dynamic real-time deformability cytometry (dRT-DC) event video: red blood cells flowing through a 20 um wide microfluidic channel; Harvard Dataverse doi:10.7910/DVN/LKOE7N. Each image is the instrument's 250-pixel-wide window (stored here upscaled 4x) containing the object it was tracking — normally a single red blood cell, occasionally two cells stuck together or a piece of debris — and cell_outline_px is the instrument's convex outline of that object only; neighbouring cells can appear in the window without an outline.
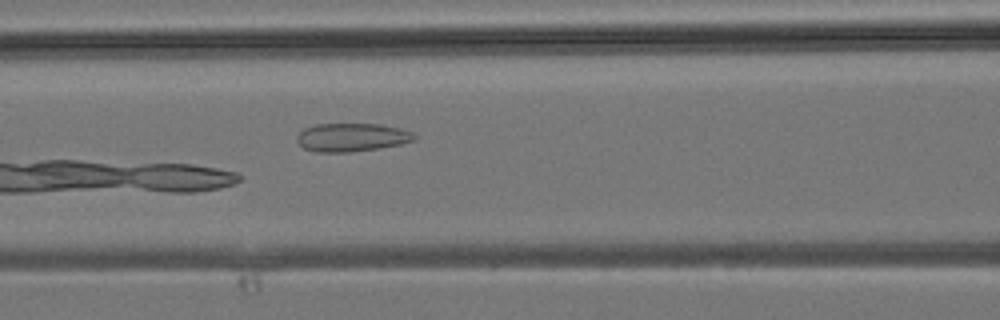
{"species": "common noctule bat (a hibernating species)", "species_latin": "Nyctalus noctula", "temperature_condition": "room temperature", "stored_images_in_passage": 9, "camera_frame_rate_fps": 3000, "um_per_image_px": 0.085, "animal": {"sex": "male", "body_mass_g": 19.2, "forearm_length_mm": 51.8}, "frame": {"image": 1, "passage_image": 9, "time_ms": 2.667, "image_size_px": [1000, 320], "cell_outline_px": [[416, 140], [400, 144], [380, 148], [348, 152], [316, 152], [304, 148], [296, 140], [296, 136], [304, 128], [316, 124], [380, 124], [400, 128], [412, 132], [416, 136]], "centroid_in_image_um": [29.9, 11.67], "position_along_channel_um": 136.7, "area_um2": 19.42}}